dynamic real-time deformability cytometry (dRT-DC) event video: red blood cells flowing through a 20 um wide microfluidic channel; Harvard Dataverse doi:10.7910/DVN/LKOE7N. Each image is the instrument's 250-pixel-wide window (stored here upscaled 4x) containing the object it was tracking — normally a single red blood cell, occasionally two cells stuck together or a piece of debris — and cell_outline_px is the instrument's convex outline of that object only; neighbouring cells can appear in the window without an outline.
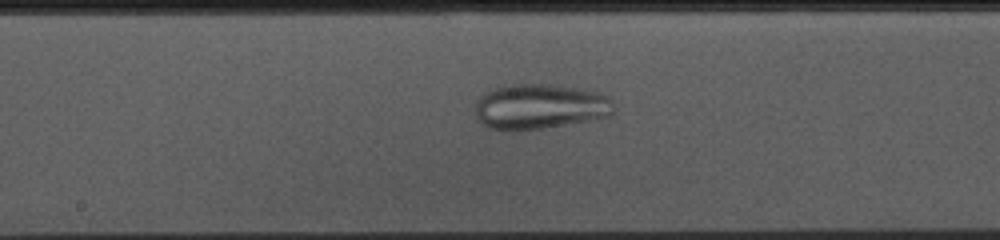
{"species": "common noctule bat (a hibernating species)", "species_latin": "Nyctalus noctula", "temperature_condition": "cold", "stored_images_in_passage": 51, "camera_frame_rate_fps": 3000, "um_per_image_px": 0.085, "animal": {"sex": "female", "body_mass_g": 10.0, "forearm_length_mm": 53.1}, "frame": {"image": 1, "passage_image": 24, "time_ms": 7.667, "image_size_px": [1000, 240], "cell_outline_px": [[616, 108], [608, 116], [588, 120], [544, 128], [488, 128], [476, 116], [476, 104], [480, 96], [492, 88], [512, 84], [548, 84], [604, 92], [612, 100]], "centroid_in_image_um": [45.95, 9.02], "position_along_channel_um": 202.3, "area_um2": 36.01}}
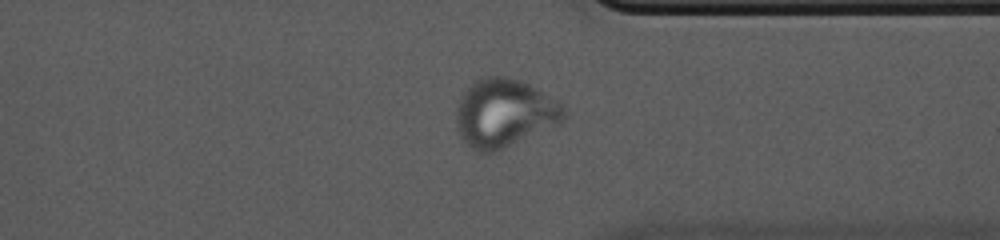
{"frame": {"image": 2, "passage_image": 38, "time_ms": 12.333, "image_size_px": [1000, 240], "cell_outline_px": [[568, 112], [564, 120], [556, 124], [496, 152], [480, 152], [472, 148], [456, 132], [456, 108], [460, 96], [480, 76], [508, 76], [520, 80], [536, 88], [556, 100]], "centroid_in_image_um": [42.83, 9.6], "position_along_channel_um": 368.6, "area_um2": 42.66}}
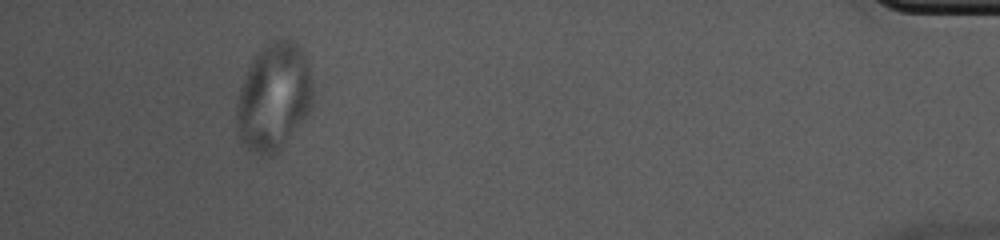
{"frame": {"image": 3, "passage_image": 47, "time_ms": 15.333, "image_size_px": [1000, 240], "cell_outline_px": [[312, 104], [308, 112], [276, 152], [268, 156], [260, 156], [252, 152], [240, 140], [236, 132], [236, 104], [240, 88], [248, 68], [256, 52], [272, 40], [292, 40], [300, 44], [308, 56], [312, 80]], "centroid_in_image_um": [23.26, 8.19], "position_along_channel_um": 411.9, "area_um2": 47.92}}